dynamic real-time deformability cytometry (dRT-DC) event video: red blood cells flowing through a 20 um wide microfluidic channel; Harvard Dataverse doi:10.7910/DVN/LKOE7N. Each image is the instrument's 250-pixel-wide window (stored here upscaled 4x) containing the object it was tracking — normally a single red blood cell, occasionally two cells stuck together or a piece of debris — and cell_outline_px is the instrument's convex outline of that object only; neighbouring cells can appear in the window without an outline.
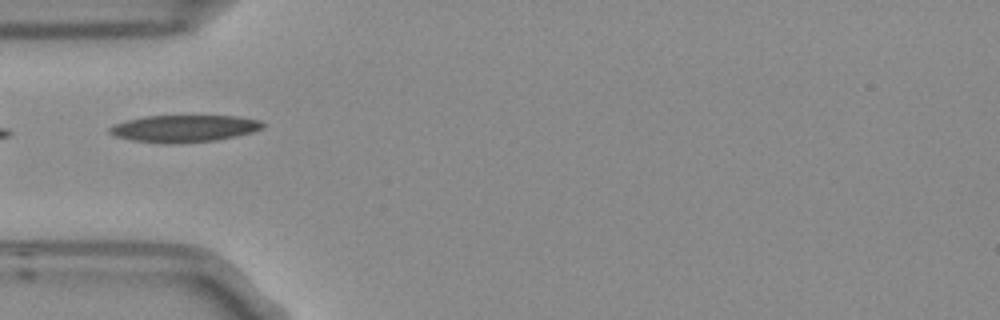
{"species": "Egyptian fruit bat (a non-hibernating species)", "species_latin": "Rousettus aegyptiacus", "temperature_condition": "room temperature", "stored_images_in_passage": 7, "camera_frame_rate_fps": 3000, "um_per_image_px": 0.085, "frame": {"image": 1, "passage_image": 3, "time_ms": 0.667, "image_size_px": [1000, 320], "cell_outline_px": [[264, 128], [252, 132], [236, 136], [216, 140], [132, 140], [116, 136], [108, 132], [108, 128], [124, 120], [144, 116], [240, 116], [260, 120], [264, 124]], "centroid_in_image_um": [15.71, 10.86], "position_along_channel_um": 69.3, "area_um2": 22.95}}
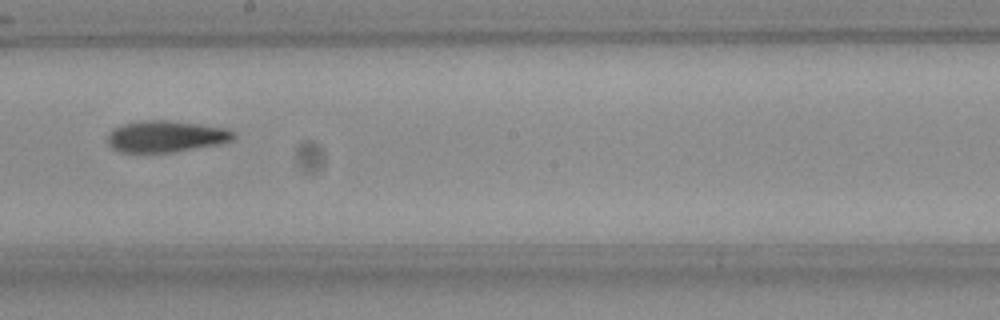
{"frame": {"image": 2, "passage_image": 7, "time_ms": 2.0, "image_size_px": [1000, 320], "cell_outline_px": [[236, 136], [232, 140], [220, 144], [172, 152], [120, 152], [112, 148], [108, 144], [108, 136], [116, 128], [124, 124], [144, 120], [168, 120], [200, 124], [228, 128], [236, 132]], "centroid_in_image_um": [14.17, 11.59], "position_along_channel_um": 234.0, "area_um2": 23.06}}